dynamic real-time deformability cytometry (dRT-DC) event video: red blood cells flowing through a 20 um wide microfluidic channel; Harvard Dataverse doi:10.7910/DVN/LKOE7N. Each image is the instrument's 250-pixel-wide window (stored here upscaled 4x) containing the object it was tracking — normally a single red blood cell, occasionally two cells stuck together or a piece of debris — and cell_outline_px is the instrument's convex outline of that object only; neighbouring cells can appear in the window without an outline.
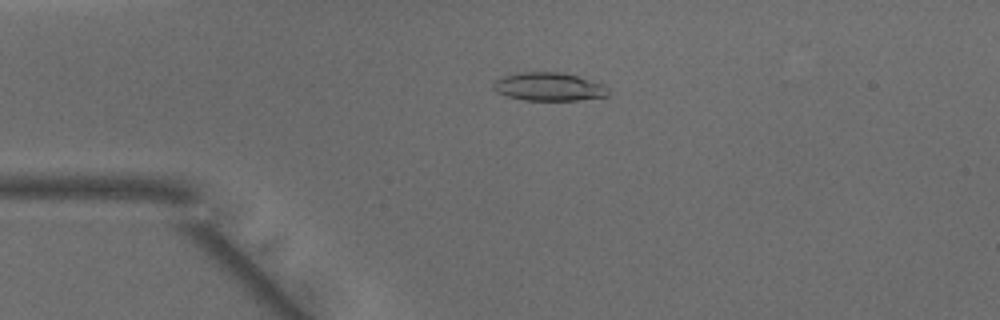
{"species": "common noctule bat (a hibernating species)", "species_latin": "Nyctalus noctula", "temperature_condition": "warm", "stored_images_in_passage": 47, "camera_frame_rate_fps": 3000, "um_per_image_px": 0.085, "animal": {"sex": "male", "body_mass_g": 15.6}, "frame": {"image": 1, "passage_image": 10, "time_ms": 3.0, "image_size_px": [1000, 320], "cell_outline_px": [[608, 96], [576, 100], [524, 100], [504, 96], [496, 92], [492, 88], [492, 84], [500, 76], [520, 72], [560, 72], [576, 76], [604, 84], [608, 88]], "centroid_in_image_um": [46.59, 7.37], "position_along_channel_um": 38.4, "area_um2": 19.07}}
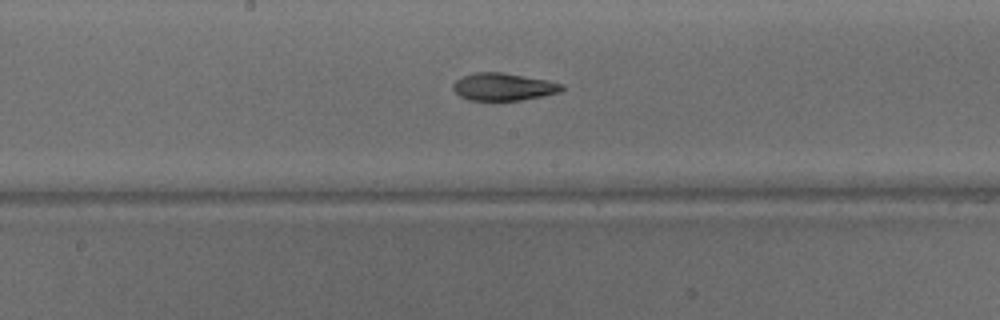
{"frame": {"image": 2, "passage_image": 24, "time_ms": 7.667, "image_size_px": [1000, 320], "cell_outline_px": [[564, 88], [560, 92], [544, 96], [520, 100], [492, 104], [468, 100], [460, 96], [452, 88], [452, 84], [456, 80], [464, 76], [476, 72], [500, 72], [544, 80], [564, 84]], "centroid_in_image_um": [42.74, 7.44], "position_along_channel_um": 205.5, "area_um2": 17.98}}
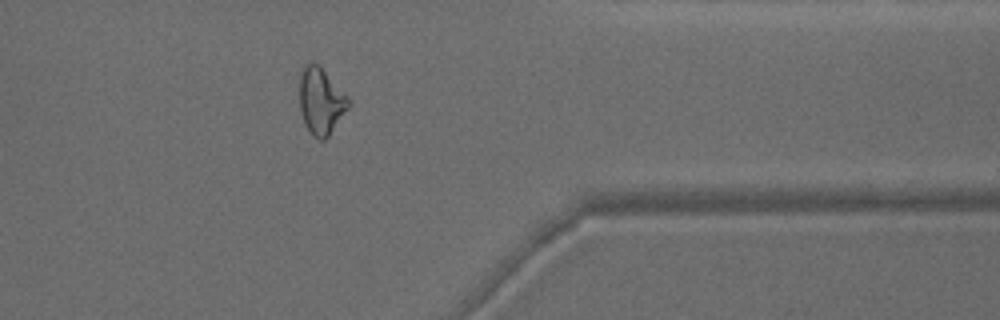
{"frame": {"image": 3, "passage_image": 38, "time_ms": 12.333, "image_size_px": [1000, 320], "cell_outline_px": [[352, 104], [328, 136], [324, 140], [320, 140], [312, 136], [304, 124], [300, 112], [300, 76], [304, 64], [312, 60], [320, 64], [348, 96]], "centroid_in_image_um": [27.29, 8.56], "position_along_channel_um": 384.1, "area_um2": 19.48}, "authors_computed_cell_mechanics": {"area_um2": 18.9006, "velocity_mm_per_s": 4.1413, "shape_relaxation_time_tau1_ms": 10.7467, "shape_relaxation_time_tau2_ms": 4.2634, "deformation_change_tau1": 0.2641, "deformation_change_tau2": 0.1296}}